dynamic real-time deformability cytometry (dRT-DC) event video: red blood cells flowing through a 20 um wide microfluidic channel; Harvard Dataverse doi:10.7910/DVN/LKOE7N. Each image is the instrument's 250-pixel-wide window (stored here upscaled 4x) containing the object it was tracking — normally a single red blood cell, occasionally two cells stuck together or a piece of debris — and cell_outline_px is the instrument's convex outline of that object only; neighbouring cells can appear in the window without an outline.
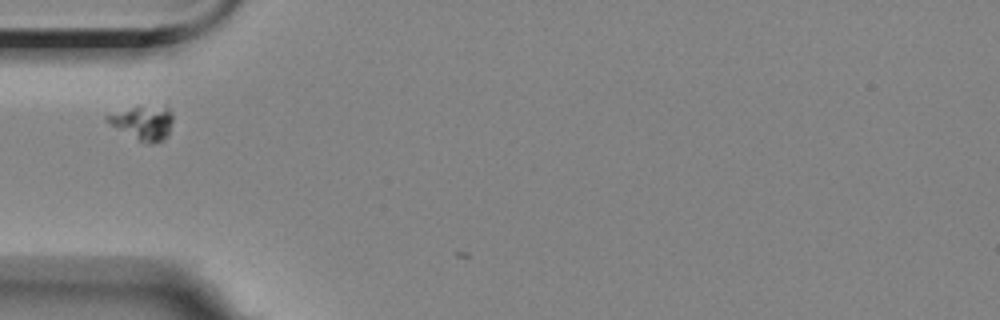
{"species": "Egyptian fruit bat (a non-hibernating species)", "species_latin": "Rousettus aegyptiacus", "temperature_condition": "room temperature", "stored_images_in_passage": 2, "camera_frame_rate_fps": 3000, "um_per_image_px": 0.085, "animal": {"sex": "female"}, "frame": {"image": 1, "passage_image": 2, "time_ms": 1.0, "image_size_px": [1000, 320], "cell_outline_px": [[172, 120], [168, 136], [152, 144], [148, 144], [116, 128], [104, 120], [104, 116], [132, 108], [168, 108], [172, 112]], "centroid_in_image_um": [12.16, 10.47], "position_along_channel_um": 72.8, "area_um2": 12.31}}